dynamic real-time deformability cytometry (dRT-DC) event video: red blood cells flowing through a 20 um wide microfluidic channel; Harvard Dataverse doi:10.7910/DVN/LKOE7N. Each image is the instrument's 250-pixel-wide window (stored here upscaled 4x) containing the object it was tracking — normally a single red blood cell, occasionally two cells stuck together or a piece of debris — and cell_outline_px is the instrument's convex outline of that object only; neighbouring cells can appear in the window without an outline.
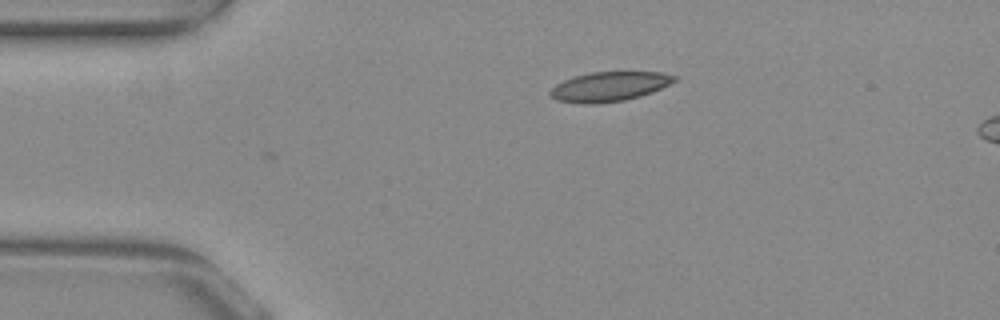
{"species": "common noctule bat (a hibernating species)", "species_latin": "Nyctalus noctula", "temperature_condition": "warm", "stored_images_in_passage": 2, "camera_frame_rate_fps": 3000, "um_per_image_px": 0.085, "animal": {"sex": "female", "body_mass_g": 29.2, "forearm_length_mm": 56.3}, "frame": {"image": 1, "passage_image": 2, "time_ms": 0.333, "image_size_px": [1000, 320], "cell_outline_px": [[676, 80], [652, 92], [640, 96], [624, 100], [592, 104], [580, 104], [556, 100], [548, 92], [556, 84], [564, 80], [588, 72], [664, 72], [676, 76]], "centroid_in_image_um": [51.77, 7.36], "position_along_channel_um": 33.2, "area_um2": 21.27}}